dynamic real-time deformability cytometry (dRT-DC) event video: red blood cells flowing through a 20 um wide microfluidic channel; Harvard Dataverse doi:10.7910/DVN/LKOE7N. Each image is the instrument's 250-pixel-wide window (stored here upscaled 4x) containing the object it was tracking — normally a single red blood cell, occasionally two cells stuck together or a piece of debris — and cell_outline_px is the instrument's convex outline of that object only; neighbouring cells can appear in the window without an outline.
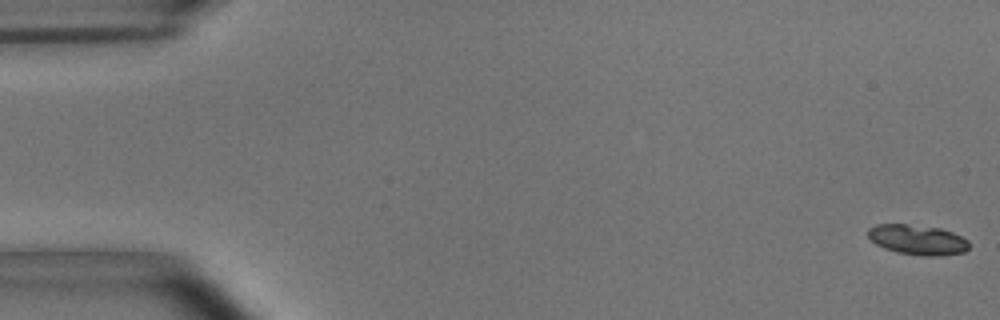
{"species": "common noctule bat (a hibernating species)", "species_latin": "Nyctalus noctula", "temperature_condition": "room temperature", "stored_images_in_passage": 55, "camera_frame_rate_fps": 3000, "um_per_image_px": 0.085, "animal": {"sex": "male", "body_mass_g": 15.6}, "frame": {"image": 1, "passage_image": 1, "time_ms": 0.0, "image_size_px": [1000, 320], "cell_outline_px": [[968, 248], [964, 252], [940, 256], [924, 256], [896, 252], [884, 248], [876, 244], [868, 236], [868, 228], [876, 224], [904, 224], [940, 228], [952, 232], [968, 240]], "centroid_in_image_um": [77.98, 20.38], "position_along_channel_um": 7.0, "area_um2": 17.63}}
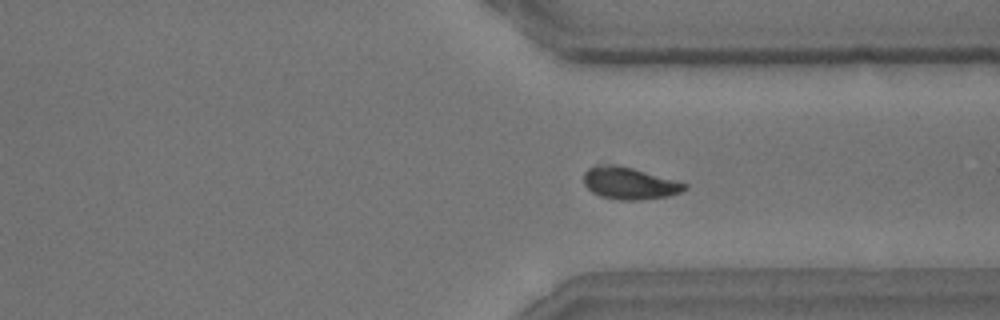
{"frame": {"image": 2, "passage_image": 41, "time_ms": 13.333, "image_size_px": [1000, 320], "cell_outline_px": [[688, 188], [680, 192], [668, 196], [640, 200], [620, 200], [600, 196], [592, 192], [584, 184], [584, 172], [588, 168], [596, 164], [616, 164], [632, 168], [688, 184]], "centroid_in_image_um": [53.47, 15.57], "position_along_channel_um": 357.9, "area_um2": 18.84}}
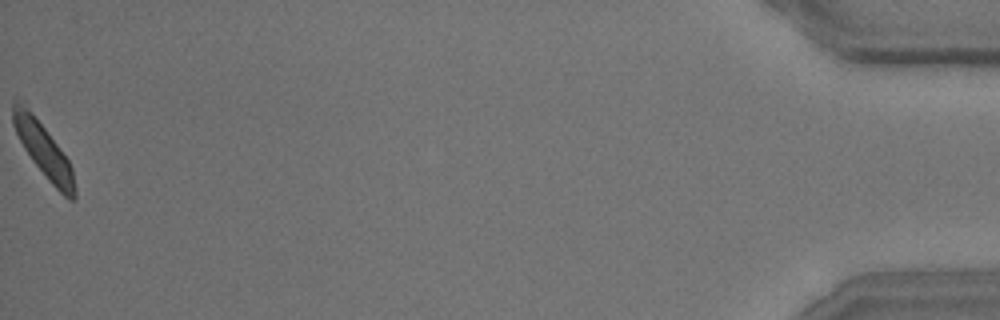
{"frame": {"image": 3, "passage_image": 55, "time_ms": 18.0, "image_size_px": [1000, 320], "cell_outline_px": [[76, 196], [72, 200], [68, 200], [48, 180], [32, 160], [24, 148], [12, 124], [12, 100], [24, 100], [68, 160], [72, 168], [76, 188]], "centroid_in_image_um": [3.67, 12.7], "position_along_channel_um": 431.5, "area_um2": 19.42}, "authors_computed_cell_mechanics": {"area_um2": 18.785, "velocity_mm_per_s": 3.665, "shape_relaxation_time_tau1_ms": 1.9871, "shape_relaxation_time_tau2_ms": 1.1978, "deformation_change_tau1": 0.1024, "deformation_change_tau2": 0.0508}}